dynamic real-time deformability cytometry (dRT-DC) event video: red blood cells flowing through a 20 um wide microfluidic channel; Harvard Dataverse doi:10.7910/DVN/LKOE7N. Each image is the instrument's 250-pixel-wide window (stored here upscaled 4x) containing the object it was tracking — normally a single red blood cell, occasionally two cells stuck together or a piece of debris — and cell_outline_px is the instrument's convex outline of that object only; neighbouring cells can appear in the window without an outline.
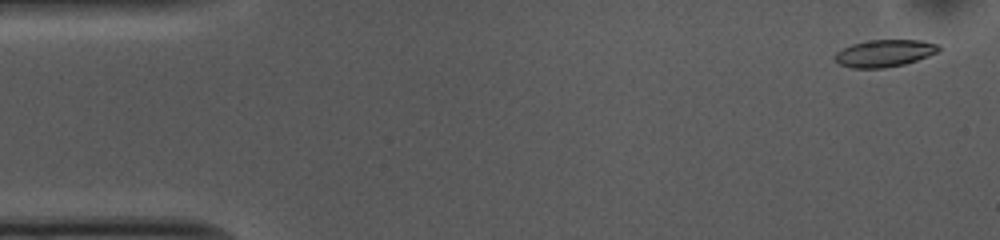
{"species": "common noctule bat (a hibernating species)", "species_latin": "Nyctalus noctula", "temperature_condition": "cold", "stored_images_in_passage": 52, "camera_frame_rate_fps": 3000, "um_per_image_px": 0.085, "animal": {"sex": "female", "body_mass_g": 10.0, "forearm_length_mm": 53.1}, "frame": {"image": 1, "passage_image": 2, "time_ms": 0.333, "image_size_px": [1000, 240], "cell_outline_px": [[940, 52], [904, 64], [884, 68], [852, 68], [840, 64], [836, 60], [836, 52], [852, 44], [872, 40], [920, 40], [936, 44], [940, 48]], "centroid_in_image_um": [75.21, 4.53], "position_along_channel_um": 9.8, "area_um2": 16.18}}
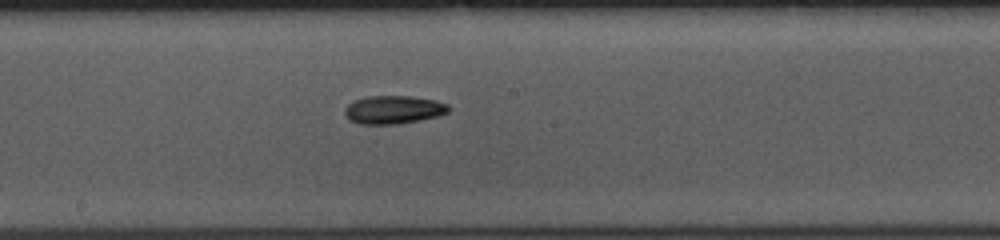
{"frame": {"image": 2, "passage_image": 27, "time_ms": 8.667, "image_size_px": [1000, 240], "cell_outline_px": [[452, 108], [448, 112], [436, 116], [420, 120], [400, 124], [360, 124], [348, 120], [344, 112], [344, 108], [352, 100], [368, 96], [412, 96], [436, 100], [448, 104]], "centroid_in_image_um": [33.43, 9.32], "position_along_channel_um": 214.8, "area_um2": 17.34}}
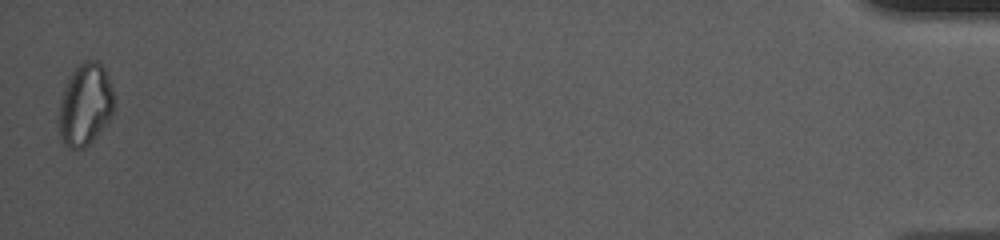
{"frame": {"image": 3, "passage_image": 52, "time_ms": 17.0, "image_size_px": [1000, 240], "cell_outline_px": [[112, 112], [108, 120], [100, 132], [84, 148], [68, 148], [60, 136], [60, 100], [64, 84], [72, 72], [84, 60], [96, 60], [104, 68], [112, 88]], "centroid_in_image_um": [7.22, 8.87], "position_along_channel_um": 428.0, "area_um2": 25.84}, "authors_computed_cell_mechanics": {"area_um2": 16.8198, "velocity_mm_per_s": 3.7256, "shape_relaxation_time_tau1_ms": 8.4293, "shape_relaxation_time_tau2_ms": null, "deformation_change_tau1": 0.1744, "deformation_change_tau2": null}}